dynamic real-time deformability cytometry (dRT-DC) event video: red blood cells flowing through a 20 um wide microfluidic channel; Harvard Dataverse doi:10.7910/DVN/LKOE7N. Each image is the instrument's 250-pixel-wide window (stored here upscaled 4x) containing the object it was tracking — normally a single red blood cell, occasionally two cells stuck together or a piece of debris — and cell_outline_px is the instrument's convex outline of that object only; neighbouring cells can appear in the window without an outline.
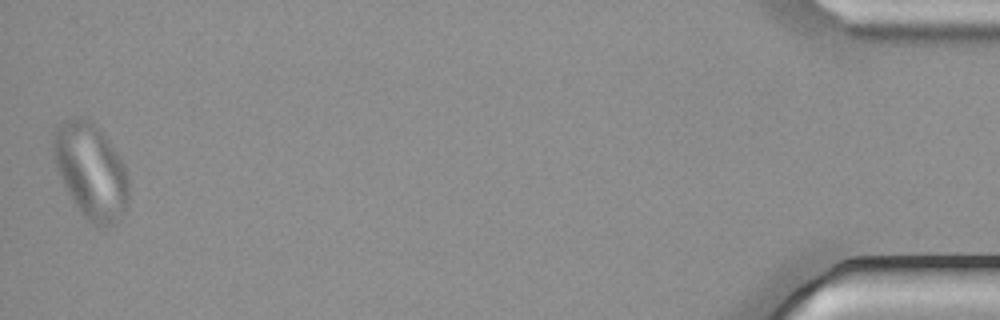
{"species": "common noctule bat (a hibernating species)", "species_latin": "Nyctalus noctula", "temperature_condition": "cold", "stored_images_in_passage": 56, "camera_frame_rate_fps": 3000, "um_per_image_px": 0.085, "animal": {"sex": "male", "body_mass_g": 21.5, "forearm_length_mm": 52.0}, "frame": {"image": 1, "passage_image": 56, "time_ms": 18.333, "image_size_px": [1000, 320], "cell_outline_px": [[128, 204], [112, 224], [100, 228], [92, 224], [84, 216], [76, 204], [64, 184], [56, 168], [52, 144], [56, 128], [64, 120], [72, 116], [80, 116], [88, 120], [108, 140], [120, 156], [124, 164], [128, 176]], "centroid_in_image_um": [7.72, 14.51], "position_along_channel_um": 427.5, "area_um2": 41.15}}